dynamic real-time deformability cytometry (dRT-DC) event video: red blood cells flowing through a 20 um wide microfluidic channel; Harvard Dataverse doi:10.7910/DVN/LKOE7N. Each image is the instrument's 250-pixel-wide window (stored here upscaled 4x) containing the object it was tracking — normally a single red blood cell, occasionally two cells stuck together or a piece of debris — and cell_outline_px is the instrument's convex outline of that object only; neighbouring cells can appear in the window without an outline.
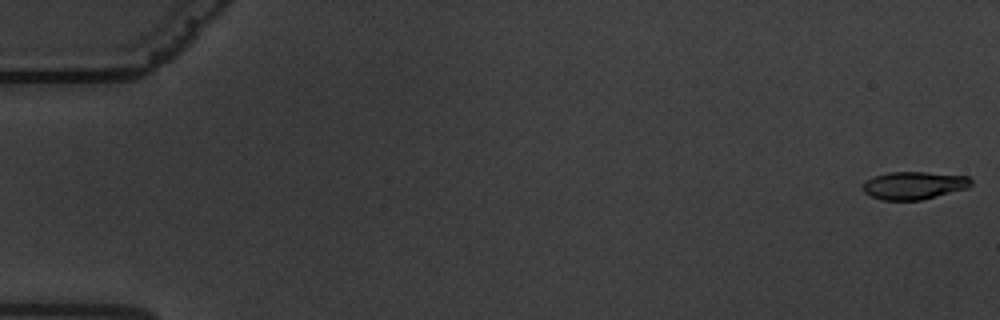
{"species": "common noctule bat (a hibernating species)", "species_latin": "Nyctalus noctula", "temperature_condition": "warm", "stored_images_in_passage": 62, "camera_frame_rate_fps": 3000, "um_per_image_px": 0.085, "animal": {"sex": "male", "body_mass_g": 19.5, "forearm_length_mm": 54.6}, "frame": {"image": 1, "passage_image": 1, "time_ms": 0.0, "image_size_px": [1000, 320], "cell_outline_px": [[972, 184], [968, 188], [920, 200], [880, 200], [864, 192], [864, 184], [872, 176], [888, 172], [928, 172], [968, 176], [972, 180]], "centroid_in_image_um": [77.71, 15.75], "position_along_channel_um": 7.3, "area_um2": 17.46}}
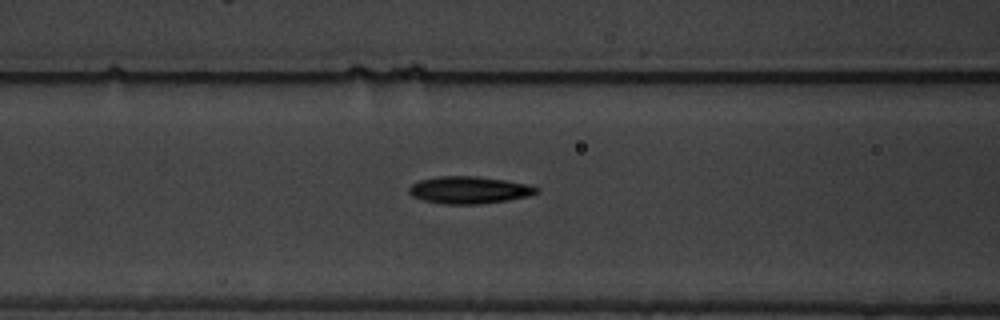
{"frame": {"image": 2, "passage_image": 26, "time_ms": 8.333, "image_size_px": [1000, 320], "cell_outline_px": [[540, 188], [536, 192], [528, 196], [508, 200], [476, 204], [444, 204], [424, 200], [412, 196], [408, 192], [408, 188], [412, 184], [420, 180], [440, 176], [476, 176], [532, 184]], "centroid_in_image_um": [39.88, 16.14], "position_along_channel_um": 126.7, "area_um2": 20.17}}
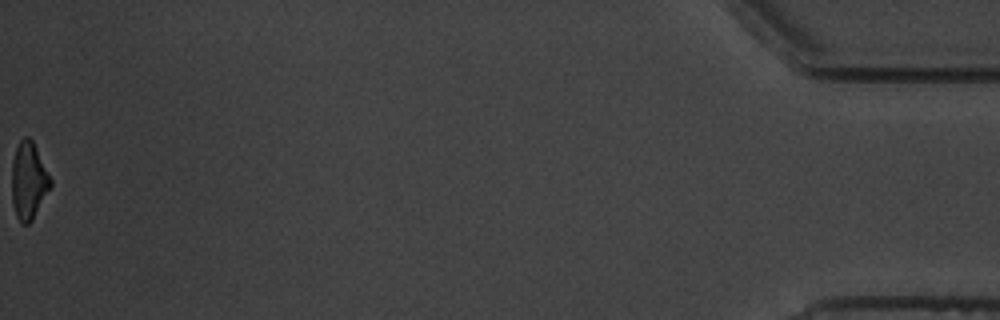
{"frame": {"image": 3, "passage_image": 62, "time_ms": 20.333, "image_size_px": [1000, 320], "cell_outline_px": [[52, 188], [32, 220], [28, 224], [20, 224], [16, 216], [12, 204], [12, 160], [16, 148], [20, 140], [24, 136], [28, 136], [32, 140], [52, 180]], "centroid_in_image_um": [2.44, 15.39], "position_along_channel_um": 432.8, "area_um2": 17.63}, "authors_computed_cell_mechanics": {"area_um2": 19.074, "velocity_mm_per_s": 3.353, "shape_relaxation_time_tau1_ms": 3.8842, "shape_relaxation_time_tau2_ms": 3.1038, "deformation_change_tau1": 0.165, "deformation_change_tau2": 0.1012}}